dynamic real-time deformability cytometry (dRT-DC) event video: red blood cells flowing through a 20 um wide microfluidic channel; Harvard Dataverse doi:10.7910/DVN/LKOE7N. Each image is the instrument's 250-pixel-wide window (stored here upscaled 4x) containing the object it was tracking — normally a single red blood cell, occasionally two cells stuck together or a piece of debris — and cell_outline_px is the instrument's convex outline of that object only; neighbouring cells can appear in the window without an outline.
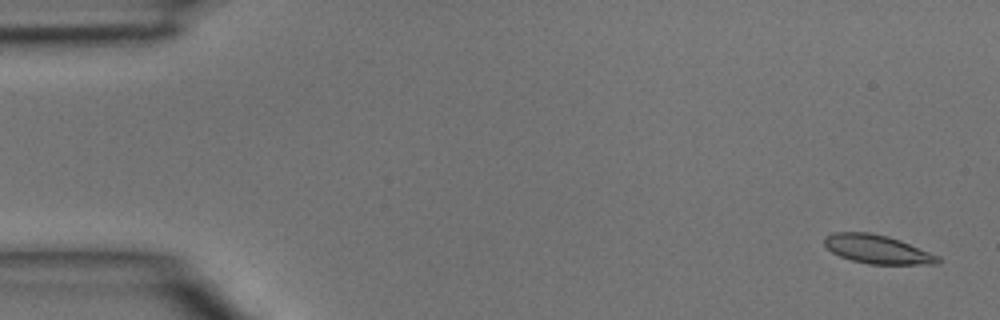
{"species": "common noctule bat (a hibernating species)", "species_latin": "Nyctalus noctula", "temperature_condition": "room temperature", "stored_images_in_passage": 5, "camera_frame_rate_fps": 3000, "um_per_image_px": 0.085, "animal": {"sex": "male", "body_mass_g": 15.6}, "frame": {"image": 1, "passage_image": 1, "time_ms": 0.0, "image_size_px": [1000, 320], "cell_outline_px": [[940, 264], [868, 264], [852, 260], [840, 256], [832, 252], [824, 244], [824, 236], [832, 232], [872, 232], [888, 236], [900, 240], [940, 256]], "centroid_in_image_um": [74.57, 21.18], "position_along_channel_um": 10.4, "area_um2": 19.07}}
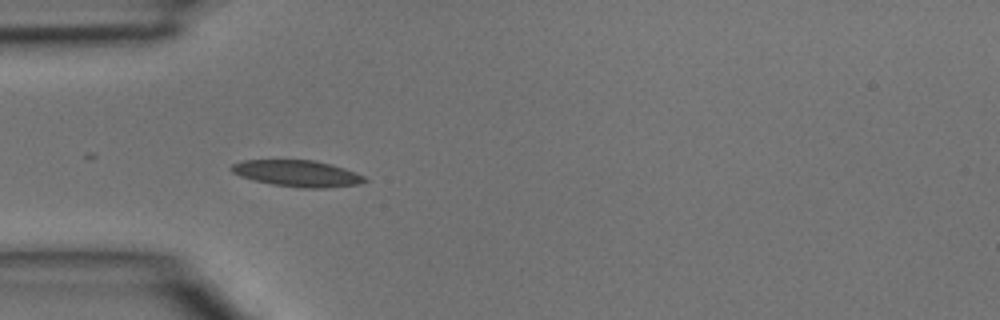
{"frame": {"image": 2, "passage_image": 4, "time_ms": 1.0, "image_size_px": [1000, 320], "cell_outline_px": [[368, 180], [360, 184], [324, 188], [300, 188], [272, 184], [252, 180], [240, 176], [232, 172], [228, 168], [232, 164], [244, 160], [316, 160], [332, 164], [344, 168], [364, 176]], "centroid_in_image_um": [25.25, 14.74], "position_along_channel_um": 59.7, "area_um2": 20.63}}
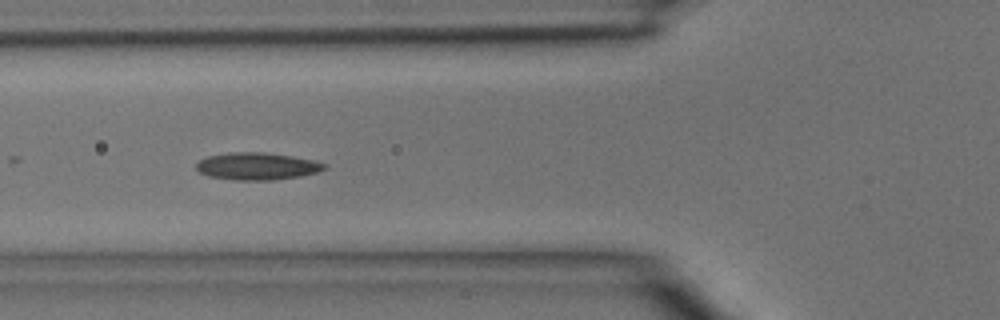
{"frame": {"image": 3, "passage_image": 5, "time_ms": 1.333, "image_size_px": [1000, 320], "cell_outline_px": [[328, 168], [320, 172], [300, 176], [272, 180], [232, 180], [208, 176], [200, 172], [196, 168], [196, 164], [200, 160], [208, 156], [236, 152], [264, 152], [292, 156], [316, 160], [328, 164]], "centroid_in_image_um": [21.92, 14.13], "position_along_channel_um": 103.9, "area_um2": 20.52}}